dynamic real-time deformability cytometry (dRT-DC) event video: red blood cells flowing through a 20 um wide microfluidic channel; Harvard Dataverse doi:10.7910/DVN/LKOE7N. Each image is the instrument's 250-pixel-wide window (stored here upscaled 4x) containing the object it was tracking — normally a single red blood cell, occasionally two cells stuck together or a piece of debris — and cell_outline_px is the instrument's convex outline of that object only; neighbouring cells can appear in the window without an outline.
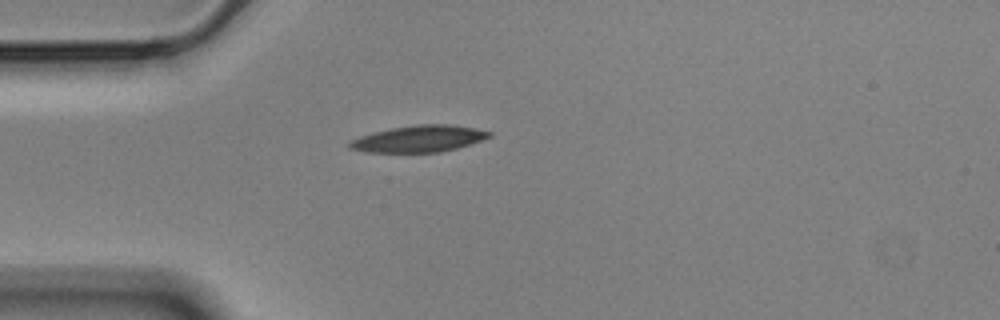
{"species": "Egyptian fruit bat (a non-hibernating species)", "species_latin": "Rousettus aegyptiacus", "temperature_condition": "cold", "stored_images_in_passage": 34, "camera_frame_rate_fps": 3000, "um_per_image_px": 0.085, "animal": {"sex": "male"}, "frame": {"image": 1, "passage_image": 1, "time_ms": 0.0, "image_size_px": [1000, 320], "cell_outline_px": [[492, 136], [456, 148], [440, 152], [368, 152], [348, 148], [348, 140], [372, 132], [392, 128], [416, 124], [448, 124], [472, 128], [492, 132]], "centroid_in_image_um": [35.54, 11.79], "position_along_channel_um": 49.5, "area_um2": 21.5}}
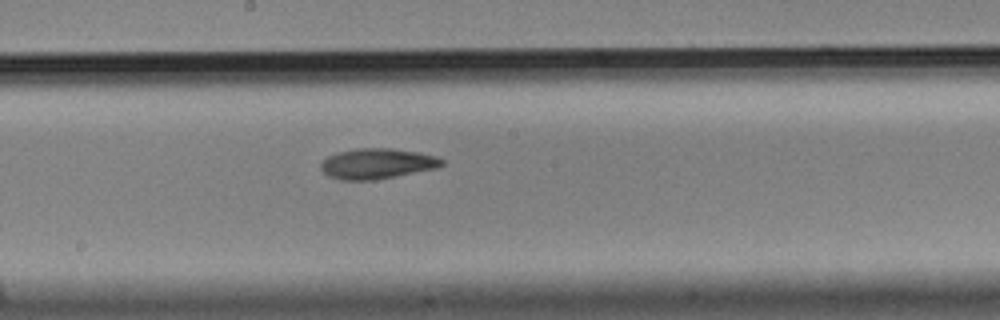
{"frame": {"image": 2, "passage_image": 16, "time_ms": 5.0, "image_size_px": [1000, 320], "cell_outline_px": [[444, 164], [436, 168], [376, 180], [340, 180], [328, 176], [320, 168], [320, 164], [328, 156], [336, 152], [356, 148], [388, 148], [420, 152], [436, 156], [444, 160]], "centroid_in_image_um": [32.04, 13.91], "position_along_channel_um": 216.2, "area_um2": 21.56}}
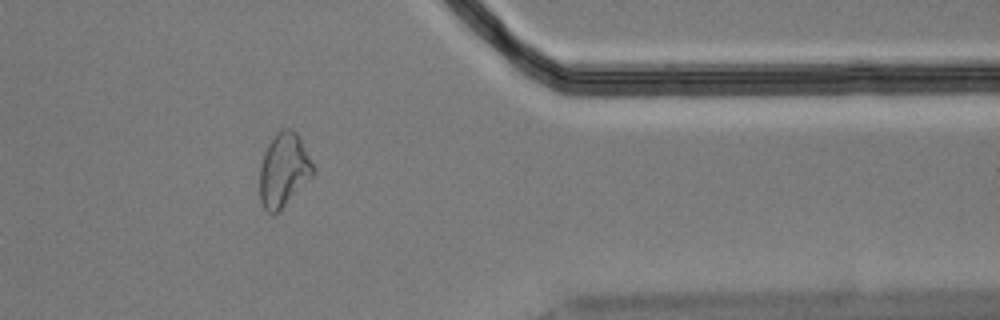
{"frame": {"image": 3, "passage_image": 32, "time_ms": 10.333, "image_size_px": [1000, 320], "cell_outline_px": [[316, 168], [312, 176], [280, 212], [272, 216], [264, 208], [260, 200], [260, 164], [264, 152], [268, 144], [276, 132], [280, 128], [288, 128], [296, 132], [300, 136]], "centroid_in_image_um": [24.12, 14.45], "position_along_channel_um": 387.3, "area_um2": 23.41}, "authors_computed_cell_mechanics": {"area_um2": 21.2704, "velocity_mm_per_s": 3.5388, "shape_relaxation_time_tau1_ms": 8.5227, "shape_relaxation_time_tau2_ms": 6.1959, "deformation_change_tau1": 0.2051, "deformation_change_tau2": 0.143}}